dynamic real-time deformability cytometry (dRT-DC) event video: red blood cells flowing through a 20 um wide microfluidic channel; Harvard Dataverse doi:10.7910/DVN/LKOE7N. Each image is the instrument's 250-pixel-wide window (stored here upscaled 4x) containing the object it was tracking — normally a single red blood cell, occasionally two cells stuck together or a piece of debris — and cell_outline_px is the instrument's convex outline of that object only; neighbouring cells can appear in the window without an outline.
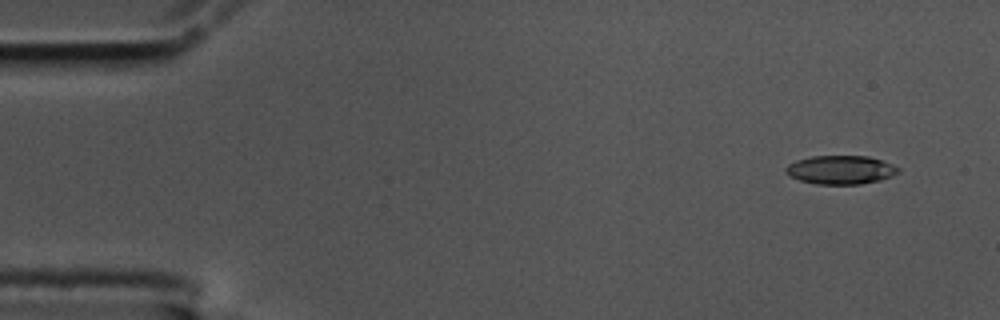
{"species": "common noctule bat (a hibernating species)", "species_latin": "Nyctalus noctula", "temperature_condition": "cold", "stored_images_in_passage": 5, "camera_frame_rate_fps": 3000, "um_per_image_px": 0.085, "animal": {"sex": "male", "body_mass_g": 17.5, "forearm_length_mm": 52.3}, "frame": {"image": 1, "passage_image": 2, "time_ms": 0.333, "image_size_px": [1000, 320], "cell_outline_px": [[900, 172], [892, 176], [880, 180], [860, 184], [816, 184], [800, 180], [784, 172], [784, 168], [788, 164], [796, 160], [812, 156], [868, 156], [892, 164], [900, 168]], "centroid_in_image_um": [71.46, 14.43], "position_along_channel_um": 13.5, "area_um2": 18.79}}
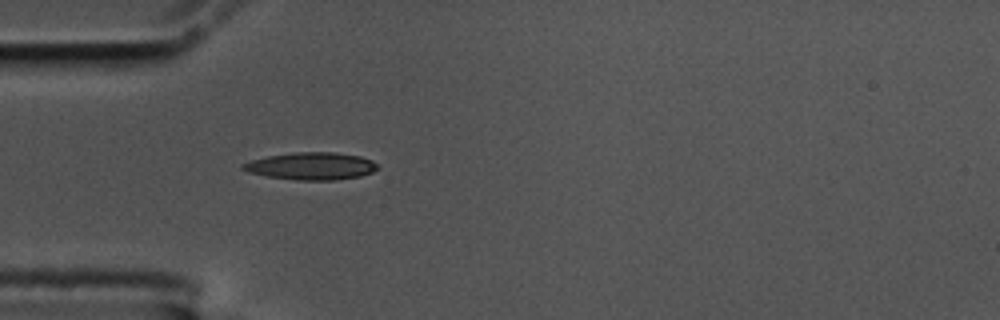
{"frame": {"image": 2, "passage_image": 5, "time_ms": 1.333, "image_size_px": [1000, 320], "cell_outline_px": [[376, 168], [372, 172], [360, 176], [332, 180], [296, 180], [268, 176], [248, 172], [240, 168], [240, 164], [252, 160], [268, 156], [296, 152], [332, 152], [360, 156], [372, 160], [376, 164]], "centroid_in_image_um": [26.42, 14.11], "position_along_channel_um": 58.6, "area_um2": 21.27}}